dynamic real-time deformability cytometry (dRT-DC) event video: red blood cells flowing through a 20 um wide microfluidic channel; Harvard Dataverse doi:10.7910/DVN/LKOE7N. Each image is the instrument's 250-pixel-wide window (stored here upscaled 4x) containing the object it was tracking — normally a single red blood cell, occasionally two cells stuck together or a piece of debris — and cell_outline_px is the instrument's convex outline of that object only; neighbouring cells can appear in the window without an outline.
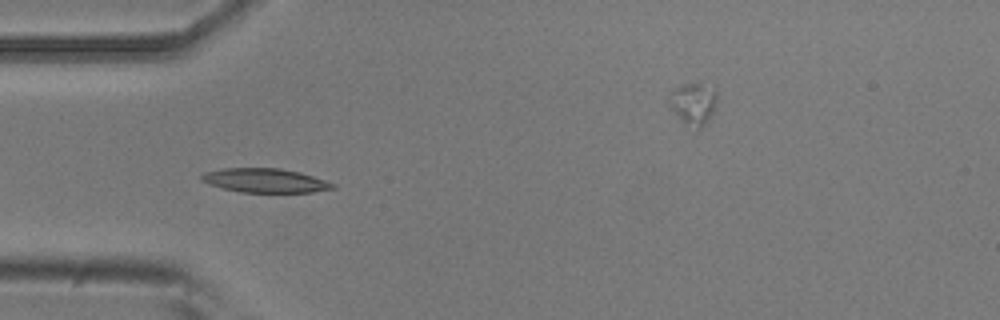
{"species": "common noctule bat (a hibernating species)", "species_latin": "Nyctalus noctula", "temperature_condition": "room temperature", "stored_images_in_passage": 7, "camera_frame_rate_fps": 3000, "um_per_image_px": 0.085, "animal": {"sex": "male", "body_mass_g": 20.5, "forearm_length_mm": 52.5}, "frame": {"image": 1, "passage_image": 4, "time_ms": 1.0, "image_size_px": [1000, 320], "cell_outline_px": [[336, 188], [312, 192], [240, 192], [208, 184], [200, 180], [200, 176], [204, 172], [224, 168], [280, 168], [300, 172], [336, 184]], "centroid_in_image_um": [22.52, 15.34], "position_along_channel_um": 62.5, "area_um2": 18.38}}